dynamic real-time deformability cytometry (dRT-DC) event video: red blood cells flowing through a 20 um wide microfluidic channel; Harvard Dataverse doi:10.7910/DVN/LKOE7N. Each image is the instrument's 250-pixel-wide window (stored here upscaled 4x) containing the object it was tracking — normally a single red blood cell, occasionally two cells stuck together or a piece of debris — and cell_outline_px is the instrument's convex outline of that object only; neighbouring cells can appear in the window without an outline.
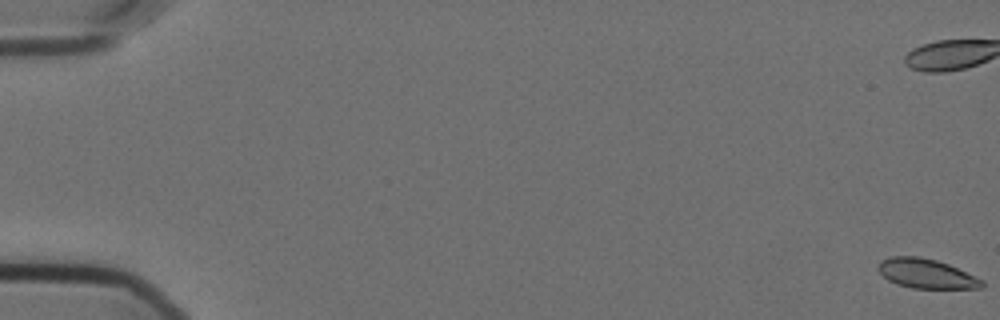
{"species": "Egyptian fruit bat (a non-hibernating species)", "species_latin": "Rousettus aegyptiacus", "temperature_condition": "cold", "stored_images_in_passage": 59, "camera_frame_rate_fps": 3000, "um_per_image_px": 0.085, "animal": {"sex": "female"}, "frame": {"image": 1, "passage_image": 1, "time_ms": 0.0, "image_size_px": [1000, 320], "cell_outline_px": [[984, 288], [912, 288], [896, 284], [888, 280], [876, 268], [880, 260], [892, 256], [920, 256], [936, 260], [948, 264], [984, 280]], "centroid_in_image_um": [78.72, 23.25], "position_along_channel_um": 6.3, "area_um2": 17.86}, "authors_computed_cell_mechanics": {"area_um2": 18.785, "velocity_mm_per_s": 3.5623, "shape_relaxation_time_tau1_ms": null, "shape_relaxation_time_tau2_ms": 2.9794, "deformation_change_tau1": null, "deformation_change_tau2": 0.0497}}